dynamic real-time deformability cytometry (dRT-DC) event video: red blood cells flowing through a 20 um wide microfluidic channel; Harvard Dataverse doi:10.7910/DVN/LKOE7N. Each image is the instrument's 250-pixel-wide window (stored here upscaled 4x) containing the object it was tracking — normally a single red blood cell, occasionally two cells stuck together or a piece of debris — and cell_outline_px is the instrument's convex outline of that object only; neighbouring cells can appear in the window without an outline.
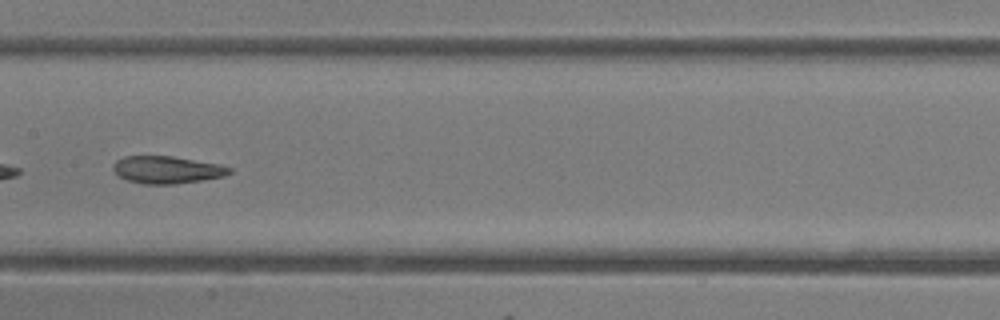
{"species": "common noctule bat (a hibernating species)", "species_latin": "Nyctalus noctula", "temperature_condition": "room temperature", "stored_images_in_passage": 42, "camera_frame_rate_fps": 3000, "um_per_image_px": 0.085, "animal": {"sex": "female"}, "frame": {"image": 1, "passage_image": 24, "time_ms": 7.667, "image_size_px": [1000, 320], "cell_outline_px": [[232, 172], [224, 176], [204, 180], [176, 184], [144, 184], [128, 180], [120, 176], [112, 168], [112, 164], [116, 160], [124, 156], [172, 156], [220, 164], [232, 168]], "centroid_in_image_um": [14.21, 14.43], "position_along_channel_um": 193.2, "area_um2": 18.61}}
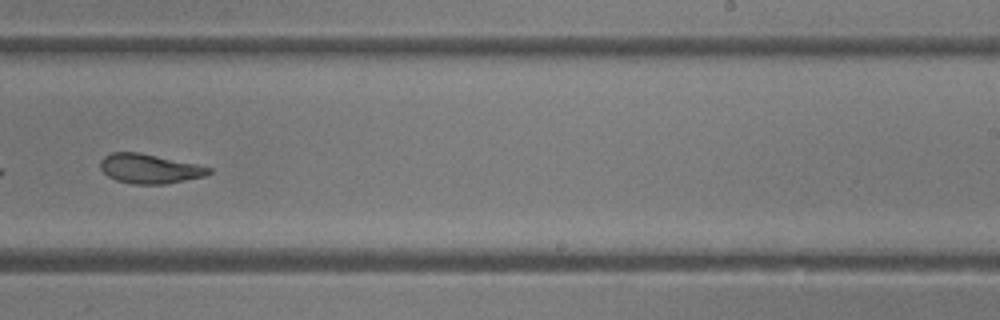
{"frame": {"image": 2, "passage_image": 30, "time_ms": 9.667, "image_size_px": [1000, 320], "cell_outline_px": [[212, 172], [204, 176], [164, 184], [132, 184], [116, 180], [108, 176], [100, 168], [100, 160], [104, 156], [112, 152], [140, 152], [196, 164], [212, 168]], "centroid_in_image_um": [12.69, 14.33], "position_along_channel_um": 276.3, "area_um2": 18.55}, "authors_computed_cell_mechanics": {"area_um2": 20.23, "velocity_mm_per_s": 4.1807, "shape_relaxation_time_tau1_ms": 3.7764, "shape_relaxation_time_tau2_ms": 1.9739, "deformation_change_tau1": 0.1376, "deformation_change_tau2": 0.1002}}